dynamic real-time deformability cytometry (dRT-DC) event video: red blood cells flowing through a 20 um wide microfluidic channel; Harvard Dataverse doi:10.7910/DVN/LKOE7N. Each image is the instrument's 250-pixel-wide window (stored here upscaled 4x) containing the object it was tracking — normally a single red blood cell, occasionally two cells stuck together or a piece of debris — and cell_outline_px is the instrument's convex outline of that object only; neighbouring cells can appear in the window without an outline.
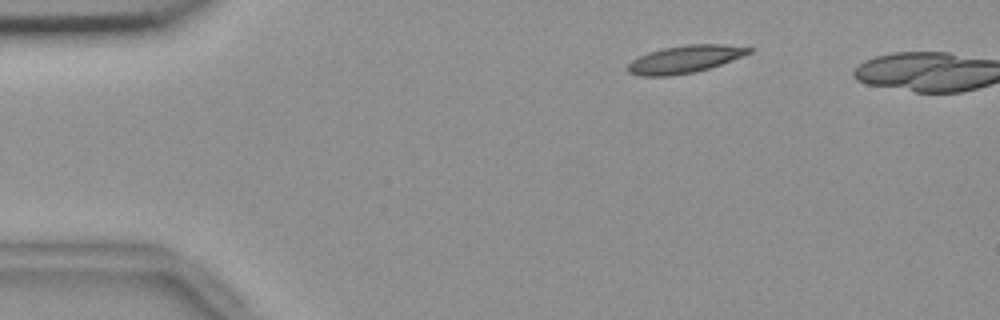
{"species": "common noctule bat (a hibernating species)", "species_latin": "Nyctalus noctula", "temperature_condition": "room temperature", "stored_images_in_passage": 3, "camera_frame_rate_fps": 3000, "um_per_image_px": 0.085, "animal": {"sex": "female", "body_mass_g": 18.4}, "frame": {"image": 1, "passage_image": 1, "time_ms": 0.0, "image_size_px": [1000, 320], "cell_outline_px": [[756, 48], [752, 52], [720, 64], [696, 72], [668, 76], [640, 76], [628, 72], [624, 68], [632, 60], [648, 52], [664, 48], [688, 44], [724, 44]], "centroid_in_image_um": [58.19, 5.03], "position_along_channel_um": 26.8, "area_um2": 19.42}}